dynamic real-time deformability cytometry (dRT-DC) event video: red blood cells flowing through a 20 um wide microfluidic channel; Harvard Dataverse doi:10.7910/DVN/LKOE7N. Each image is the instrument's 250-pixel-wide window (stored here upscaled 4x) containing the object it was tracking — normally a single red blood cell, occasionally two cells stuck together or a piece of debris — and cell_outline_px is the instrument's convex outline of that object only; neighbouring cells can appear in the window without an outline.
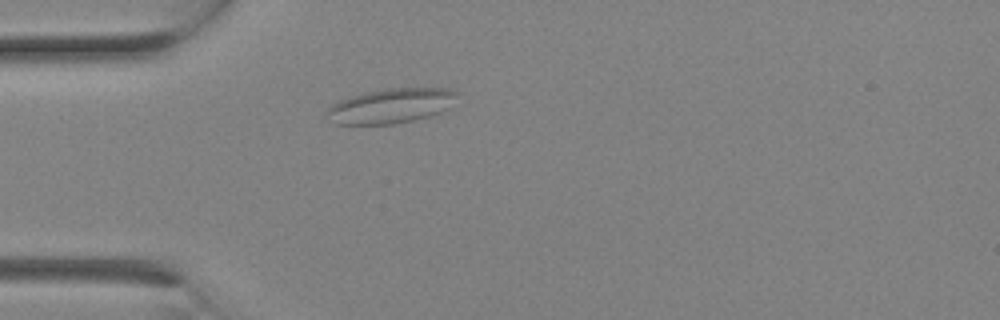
{"species": "Egyptian fruit bat (a non-hibernating species)", "species_latin": "Rousettus aegyptiacus", "temperature_condition": "room temperature", "stored_images_in_passage": 1, "camera_frame_rate_fps": 3000, "um_per_image_px": 0.085, "animal": {"sex": "female"}, "frame": {"image": 1, "passage_image": 1, "time_ms": 0.0, "image_size_px": [1000, 320], "cell_outline_px": [[460, 92], [448, 108], [440, 112], [428, 116], [412, 120], [392, 124], [332, 124], [328, 112], [328, 108], [332, 104], [340, 100], [352, 96], [368, 92], [388, 88], [448, 88]], "centroid_in_image_um": [33.26, 8.99], "position_along_channel_um": 51.7, "area_um2": 26.07}}